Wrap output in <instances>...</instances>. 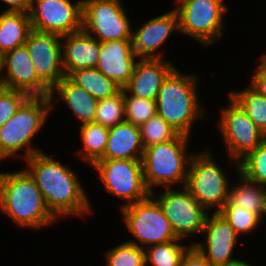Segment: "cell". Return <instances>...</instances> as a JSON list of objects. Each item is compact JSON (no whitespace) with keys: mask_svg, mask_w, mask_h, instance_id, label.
<instances>
[{"mask_svg":"<svg viewBox=\"0 0 266 266\" xmlns=\"http://www.w3.org/2000/svg\"><path fill=\"white\" fill-rule=\"evenodd\" d=\"M61 46L66 77L75 71L97 67L100 42L85 31L62 36Z\"/></svg>","mask_w":266,"mask_h":266,"instance_id":"20","label":"cell"},{"mask_svg":"<svg viewBox=\"0 0 266 266\" xmlns=\"http://www.w3.org/2000/svg\"><path fill=\"white\" fill-rule=\"evenodd\" d=\"M229 103L220 111L217 122L228 158L239 171V162L254 151L266 135L249 118L243 108L228 95Z\"/></svg>","mask_w":266,"mask_h":266,"instance_id":"9","label":"cell"},{"mask_svg":"<svg viewBox=\"0 0 266 266\" xmlns=\"http://www.w3.org/2000/svg\"><path fill=\"white\" fill-rule=\"evenodd\" d=\"M30 96L22 91L0 85V127H2Z\"/></svg>","mask_w":266,"mask_h":266,"instance_id":"35","label":"cell"},{"mask_svg":"<svg viewBox=\"0 0 266 266\" xmlns=\"http://www.w3.org/2000/svg\"><path fill=\"white\" fill-rule=\"evenodd\" d=\"M25 162L27 168L24 169L34 179L48 209L57 219L92 213V203L85 187L70 166L63 165L43 151L32 155Z\"/></svg>","mask_w":266,"mask_h":266,"instance_id":"1","label":"cell"},{"mask_svg":"<svg viewBox=\"0 0 266 266\" xmlns=\"http://www.w3.org/2000/svg\"><path fill=\"white\" fill-rule=\"evenodd\" d=\"M191 137L180 134L176 139L151 145L142 157L144 181L152 192L154 187L186 185L188 166L194 152L188 151Z\"/></svg>","mask_w":266,"mask_h":266,"instance_id":"5","label":"cell"},{"mask_svg":"<svg viewBox=\"0 0 266 266\" xmlns=\"http://www.w3.org/2000/svg\"><path fill=\"white\" fill-rule=\"evenodd\" d=\"M125 121L141 126L157 114L156 99H146L129 95L124 90Z\"/></svg>","mask_w":266,"mask_h":266,"instance_id":"33","label":"cell"},{"mask_svg":"<svg viewBox=\"0 0 266 266\" xmlns=\"http://www.w3.org/2000/svg\"><path fill=\"white\" fill-rule=\"evenodd\" d=\"M257 68L253 73L250 86L259 94L266 97V63L261 59L259 60Z\"/></svg>","mask_w":266,"mask_h":266,"instance_id":"36","label":"cell"},{"mask_svg":"<svg viewBox=\"0 0 266 266\" xmlns=\"http://www.w3.org/2000/svg\"><path fill=\"white\" fill-rule=\"evenodd\" d=\"M239 172L247 179L266 187V138L239 162Z\"/></svg>","mask_w":266,"mask_h":266,"instance_id":"32","label":"cell"},{"mask_svg":"<svg viewBox=\"0 0 266 266\" xmlns=\"http://www.w3.org/2000/svg\"><path fill=\"white\" fill-rule=\"evenodd\" d=\"M120 212L127 231L135 239L127 241L142 249L178 239L163 209L152 195L121 208Z\"/></svg>","mask_w":266,"mask_h":266,"instance_id":"8","label":"cell"},{"mask_svg":"<svg viewBox=\"0 0 266 266\" xmlns=\"http://www.w3.org/2000/svg\"><path fill=\"white\" fill-rule=\"evenodd\" d=\"M209 147L194 153L188 166L185 187L208 212H218L228 201L230 178L216 158L214 161ZM229 178V179H228Z\"/></svg>","mask_w":266,"mask_h":266,"instance_id":"6","label":"cell"},{"mask_svg":"<svg viewBox=\"0 0 266 266\" xmlns=\"http://www.w3.org/2000/svg\"><path fill=\"white\" fill-rule=\"evenodd\" d=\"M59 95V96H57ZM57 96V97H56ZM52 110L54 100H63L67 109L74 114L81 125L94 122L98 101L85 89L77 86L68 77H63L50 92ZM59 97V98H58Z\"/></svg>","mask_w":266,"mask_h":266,"instance_id":"21","label":"cell"},{"mask_svg":"<svg viewBox=\"0 0 266 266\" xmlns=\"http://www.w3.org/2000/svg\"><path fill=\"white\" fill-rule=\"evenodd\" d=\"M83 0H31L32 29L66 36L82 30Z\"/></svg>","mask_w":266,"mask_h":266,"instance_id":"13","label":"cell"},{"mask_svg":"<svg viewBox=\"0 0 266 266\" xmlns=\"http://www.w3.org/2000/svg\"><path fill=\"white\" fill-rule=\"evenodd\" d=\"M137 59L131 40L100 42L96 68L123 88L132 77Z\"/></svg>","mask_w":266,"mask_h":266,"instance_id":"18","label":"cell"},{"mask_svg":"<svg viewBox=\"0 0 266 266\" xmlns=\"http://www.w3.org/2000/svg\"><path fill=\"white\" fill-rule=\"evenodd\" d=\"M124 121V89L122 88L116 95L98 101L94 122L110 128Z\"/></svg>","mask_w":266,"mask_h":266,"instance_id":"31","label":"cell"},{"mask_svg":"<svg viewBox=\"0 0 266 266\" xmlns=\"http://www.w3.org/2000/svg\"><path fill=\"white\" fill-rule=\"evenodd\" d=\"M260 59H262L265 63H266V53L265 54H261V57H260Z\"/></svg>","mask_w":266,"mask_h":266,"instance_id":"41","label":"cell"},{"mask_svg":"<svg viewBox=\"0 0 266 266\" xmlns=\"http://www.w3.org/2000/svg\"><path fill=\"white\" fill-rule=\"evenodd\" d=\"M177 31L179 32V18L176 10L172 8L171 11L149 19L140 28L132 31L133 51L139 59H163L164 52L158 50L173 32Z\"/></svg>","mask_w":266,"mask_h":266,"instance_id":"17","label":"cell"},{"mask_svg":"<svg viewBox=\"0 0 266 266\" xmlns=\"http://www.w3.org/2000/svg\"><path fill=\"white\" fill-rule=\"evenodd\" d=\"M226 266H254V265H250V263H248L247 261H243L241 259H237L235 261H232L230 264L226 265Z\"/></svg>","mask_w":266,"mask_h":266,"instance_id":"39","label":"cell"},{"mask_svg":"<svg viewBox=\"0 0 266 266\" xmlns=\"http://www.w3.org/2000/svg\"><path fill=\"white\" fill-rule=\"evenodd\" d=\"M123 0H83L82 30L99 42L131 40L132 29Z\"/></svg>","mask_w":266,"mask_h":266,"instance_id":"11","label":"cell"},{"mask_svg":"<svg viewBox=\"0 0 266 266\" xmlns=\"http://www.w3.org/2000/svg\"><path fill=\"white\" fill-rule=\"evenodd\" d=\"M0 85L29 96H49L51 90L38 78L25 45L2 56Z\"/></svg>","mask_w":266,"mask_h":266,"instance_id":"15","label":"cell"},{"mask_svg":"<svg viewBox=\"0 0 266 266\" xmlns=\"http://www.w3.org/2000/svg\"><path fill=\"white\" fill-rule=\"evenodd\" d=\"M62 37L32 29L25 46L38 78L51 90L63 77Z\"/></svg>","mask_w":266,"mask_h":266,"instance_id":"14","label":"cell"},{"mask_svg":"<svg viewBox=\"0 0 266 266\" xmlns=\"http://www.w3.org/2000/svg\"><path fill=\"white\" fill-rule=\"evenodd\" d=\"M218 213L229 222L239 237L256 231L259 224L262 223L256 214L239 206H223Z\"/></svg>","mask_w":266,"mask_h":266,"instance_id":"34","label":"cell"},{"mask_svg":"<svg viewBox=\"0 0 266 266\" xmlns=\"http://www.w3.org/2000/svg\"><path fill=\"white\" fill-rule=\"evenodd\" d=\"M228 95L243 108L249 118L266 135V97L250 85L247 89L230 91Z\"/></svg>","mask_w":266,"mask_h":266,"instance_id":"28","label":"cell"},{"mask_svg":"<svg viewBox=\"0 0 266 266\" xmlns=\"http://www.w3.org/2000/svg\"><path fill=\"white\" fill-rule=\"evenodd\" d=\"M139 128L144 149L151 145L171 141L180 135L158 114L151 117Z\"/></svg>","mask_w":266,"mask_h":266,"instance_id":"29","label":"cell"},{"mask_svg":"<svg viewBox=\"0 0 266 266\" xmlns=\"http://www.w3.org/2000/svg\"><path fill=\"white\" fill-rule=\"evenodd\" d=\"M32 30L29 13L2 11L0 13V55L23 46Z\"/></svg>","mask_w":266,"mask_h":266,"instance_id":"24","label":"cell"},{"mask_svg":"<svg viewBox=\"0 0 266 266\" xmlns=\"http://www.w3.org/2000/svg\"><path fill=\"white\" fill-rule=\"evenodd\" d=\"M92 167L106 191L123 199L120 209L151 195L144 181L142 160L99 159Z\"/></svg>","mask_w":266,"mask_h":266,"instance_id":"10","label":"cell"},{"mask_svg":"<svg viewBox=\"0 0 266 266\" xmlns=\"http://www.w3.org/2000/svg\"><path fill=\"white\" fill-rule=\"evenodd\" d=\"M139 60L136 61L132 77L123 89L132 96L156 99L164 80L177 66L165 58Z\"/></svg>","mask_w":266,"mask_h":266,"instance_id":"19","label":"cell"},{"mask_svg":"<svg viewBox=\"0 0 266 266\" xmlns=\"http://www.w3.org/2000/svg\"><path fill=\"white\" fill-rule=\"evenodd\" d=\"M81 149L75 154L82 157L85 162L92 166L103 155L107 146L109 128L95 122L86 123L79 126Z\"/></svg>","mask_w":266,"mask_h":266,"instance_id":"25","label":"cell"},{"mask_svg":"<svg viewBox=\"0 0 266 266\" xmlns=\"http://www.w3.org/2000/svg\"><path fill=\"white\" fill-rule=\"evenodd\" d=\"M143 153L139 126L124 121L109 128L107 146L100 159L142 160Z\"/></svg>","mask_w":266,"mask_h":266,"instance_id":"22","label":"cell"},{"mask_svg":"<svg viewBox=\"0 0 266 266\" xmlns=\"http://www.w3.org/2000/svg\"><path fill=\"white\" fill-rule=\"evenodd\" d=\"M181 241L182 239L178 238L145 248L146 266H181L184 254L193 245H182Z\"/></svg>","mask_w":266,"mask_h":266,"instance_id":"27","label":"cell"},{"mask_svg":"<svg viewBox=\"0 0 266 266\" xmlns=\"http://www.w3.org/2000/svg\"><path fill=\"white\" fill-rule=\"evenodd\" d=\"M2 74V56L0 55V78Z\"/></svg>","mask_w":266,"mask_h":266,"instance_id":"40","label":"cell"},{"mask_svg":"<svg viewBox=\"0 0 266 266\" xmlns=\"http://www.w3.org/2000/svg\"><path fill=\"white\" fill-rule=\"evenodd\" d=\"M225 0H176L174 8L179 18V33L188 35L202 46L221 40L228 11ZM211 44V45H210Z\"/></svg>","mask_w":266,"mask_h":266,"instance_id":"7","label":"cell"},{"mask_svg":"<svg viewBox=\"0 0 266 266\" xmlns=\"http://www.w3.org/2000/svg\"><path fill=\"white\" fill-rule=\"evenodd\" d=\"M50 112L52 104L49 96H30L17 113L0 127V162L17 155L26 160L42 152L35 145L33 147L32 141L47 122ZM22 150L24 154L20 153Z\"/></svg>","mask_w":266,"mask_h":266,"instance_id":"4","label":"cell"},{"mask_svg":"<svg viewBox=\"0 0 266 266\" xmlns=\"http://www.w3.org/2000/svg\"><path fill=\"white\" fill-rule=\"evenodd\" d=\"M106 266H146L145 249L124 241L105 251Z\"/></svg>","mask_w":266,"mask_h":266,"instance_id":"30","label":"cell"},{"mask_svg":"<svg viewBox=\"0 0 266 266\" xmlns=\"http://www.w3.org/2000/svg\"><path fill=\"white\" fill-rule=\"evenodd\" d=\"M181 266H215L210 263L193 245L184 254Z\"/></svg>","mask_w":266,"mask_h":266,"instance_id":"37","label":"cell"},{"mask_svg":"<svg viewBox=\"0 0 266 266\" xmlns=\"http://www.w3.org/2000/svg\"><path fill=\"white\" fill-rule=\"evenodd\" d=\"M68 78L97 100L112 97L122 90L121 86L107 78L97 68H87L72 72Z\"/></svg>","mask_w":266,"mask_h":266,"instance_id":"26","label":"cell"},{"mask_svg":"<svg viewBox=\"0 0 266 266\" xmlns=\"http://www.w3.org/2000/svg\"><path fill=\"white\" fill-rule=\"evenodd\" d=\"M209 215L202 231L205 242L196 241L193 246L213 265L226 266L237 260L233 253L239 236L218 212Z\"/></svg>","mask_w":266,"mask_h":266,"instance_id":"16","label":"cell"},{"mask_svg":"<svg viewBox=\"0 0 266 266\" xmlns=\"http://www.w3.org/2000/svg\"><path fill=\"white\" fill-rule=\"evenodd\" d=\"M198 77L175 68L164 80L157 98V114L180 134L190 137L193 124L203 118Z\"/></svg>","mask_w":266,"mask_h":266,"instance_id":"3","label":"cell"},{"mask_svg":"<svg viewBox=\"0 0 266 266\" xmlns=\"http://www.w3.org/2000/svg\"><path fill=\"white\" fill-rule=\"evenodd\" d=\"M2 3L4 2L8 8L6 7L3 11H12V12H24L29 13L31 7V0H0Z\"/></svg>","mask_w":266,"mask_h":266,"instance_id":"38","label":"cell"},{"mask_svg":"<svg viewBox=\"0 0 266 266\" xmlns=\"http://www.w3.org/2000/svg\"><path fill=\"white\" fill-rule=\"evenodd\" d=\"M0 211L16 226L36 231L59 220L48 209L42 192L25 169L0 172Z\"/></svg>","mask_w":266,"mask_h":266,"instance_id":"2","label":"cell"},{"mask_svg":"<svg viewBox=\"0 0 266 266\" xmlns=\"http://www.w3.org/2000/svg\"><path fill=\"white\" fill-rule=\"evenodd\" d=\"M237 185L229 187L228 201L224 206H239L256 214L261 220L266 217V187L247 179L239 171Z\"/></svg>","mask_w":266,"mask_h":266,"instance_id":"23","label":"cell"},{"mask_svg":"<svg viewBox=\"0 0 266 266\" xmlns=\"http://www.w3.org/2000/svg\"><path fill=\"white\" fill-rule=\"evenodd\" d=\"M164 190V191H163ZM160 193L151 192L160 204L166 218L179 239H187L192 235H202L205 220L209 212L201 206L183 186L180 189L166 187Z\"/></svg>","mask_w":266,"mask_h":266,"instance_id":"12","label":"cell"}]
</instances>
